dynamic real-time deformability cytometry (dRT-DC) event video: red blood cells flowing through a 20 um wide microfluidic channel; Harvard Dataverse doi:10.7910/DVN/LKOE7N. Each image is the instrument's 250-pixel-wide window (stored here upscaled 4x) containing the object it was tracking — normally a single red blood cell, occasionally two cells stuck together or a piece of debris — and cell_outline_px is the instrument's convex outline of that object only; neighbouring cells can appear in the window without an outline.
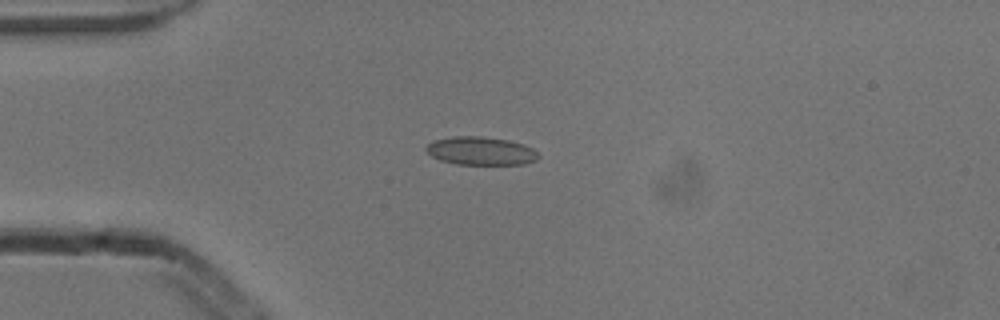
{"species": "common noctule bat (a hibernating species)", "species_latin": "Nyctalus noctula", "temperature_condition": "cold", "stored_images_in_passage": 4, "camera_frame_rate_fps": 3000, "um_per_image_px": 0.085, "animal": {"sex": "male", "body_mass_g": 13.3}, "frame": {"image": 1, "passage_image": 2, "time_ms": 0.333, "image_size_px": [1000, 320], "cell_outline_px": [[540, 156], [536, 160], [524, 164], [456, 164], [440, 160], [432, 156], [424, 148], [432, 140], [452, 136], [480, 136], [508, 140], [524, 144], [532, 148]], "centroid_in_image_um": [40.85, 12.82], "position_along_channel_um": 44.2, "area_um2": 18.5}}
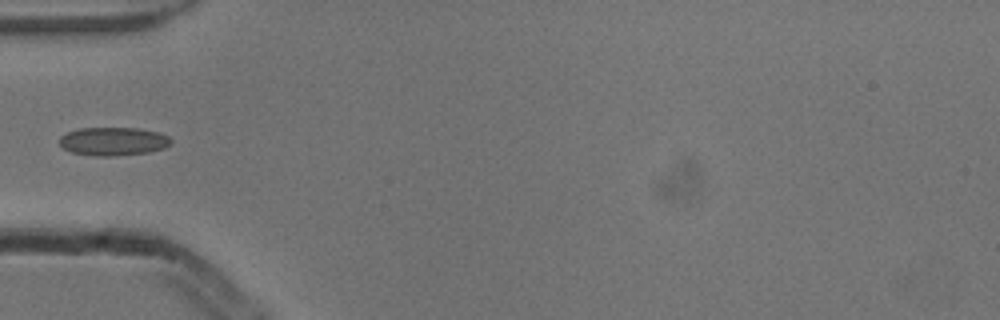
{"frame": {"image": 2, "passage_image": 3, "time_ms": 0.667, "image_size_px": [1000, 320], "cell_outline_px": [[172, 144], [164, 148], [148, 152], [112, 156], [96, 156], [72, 152], [64, 148], [60, 144], [60, 136], [68, 132], [80, 128], [136, 128], [156, 132], [168, 136], [172, 140]], "centroid_in_image_um": [9.64, 12.01], "position_along_channel_um": 75.4, "area_um2": 18.26}}
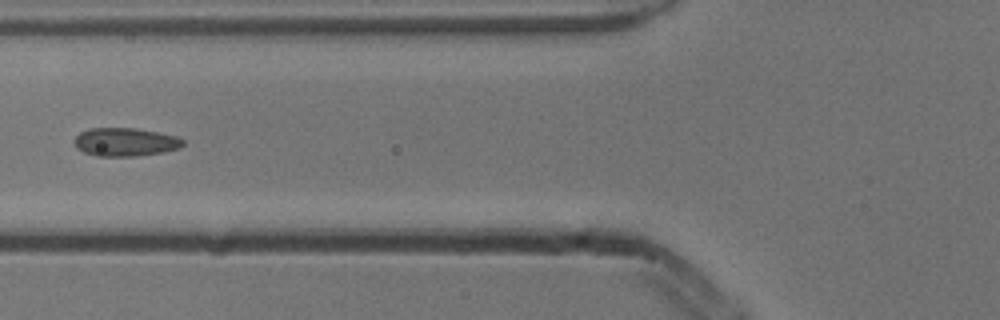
{"frame": {"image": 3, "passage_image": 4, "time_ms": 1.0, "image_size_px": [1000, 320], "cell_outline_px": [[184, 144], [180, 148], [164, 152], [136, 156], [96, 156], [84, 152], [76, 148], [72, 140], [80, 132], [92, 128], [132, 128], [156, 132], [176, 136], [184, 140]], "centroid_in_image_um": [10.62, 12.08], "position_along_channel_um": 115.2, "area_um2": 17.98}}